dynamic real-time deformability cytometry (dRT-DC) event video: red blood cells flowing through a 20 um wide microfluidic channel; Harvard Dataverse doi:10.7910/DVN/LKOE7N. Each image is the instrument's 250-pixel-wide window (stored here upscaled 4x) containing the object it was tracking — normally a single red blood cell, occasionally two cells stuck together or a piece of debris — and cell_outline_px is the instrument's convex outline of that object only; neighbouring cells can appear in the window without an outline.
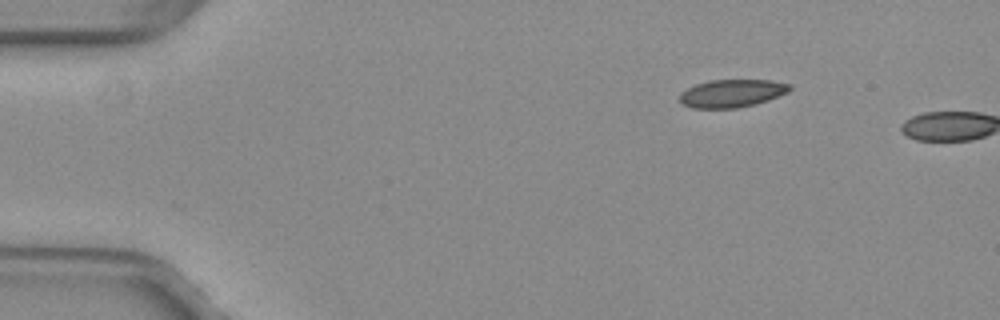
{"species": "common noctule bat (a hibernating species)", "species_latin": "Nyctalus noctula", "temperature_condition": "warm", "stored_images_in_passage": 3, "camera_frame_rate_fps": 3000, "um_per_image_px": 0.085, "animal": {"sex": "female", "body_mass_g": 29.2, "forearm_length_mm": 56.3}, "frame": {"image": 1, "passage_image": 1, "time_ms": 0.0, "image_size_px": [1000, 320], "cell_outline_px": [[792, 88], [788, 92], [768, 100], [756, 104], [736, 108], [692, 108], [680, 104], [680, 92], [696, 84], [708, 80], [772, 80], [792, 84]], "centroid_in_image_um": [62.21, 7.93], "position_along_channel_um": 22.8, "area_um2": 18.03}}